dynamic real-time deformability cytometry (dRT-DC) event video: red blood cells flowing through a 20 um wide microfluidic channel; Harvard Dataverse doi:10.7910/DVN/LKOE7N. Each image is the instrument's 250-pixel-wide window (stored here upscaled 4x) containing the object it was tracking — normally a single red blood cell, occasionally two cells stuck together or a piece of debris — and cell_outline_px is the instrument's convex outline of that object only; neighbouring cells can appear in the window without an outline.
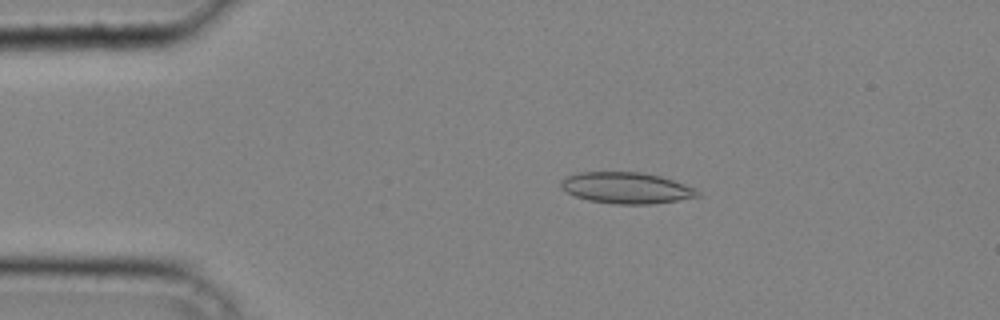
{"species": "common noctule bat (a hibernating species)", "species_latin": "Nyctalus noctula", "temperature_condition": "cold", "stored_images_in_passage": 34, "camera_frame_rate_fps": 3000, "um_per_image_px": 0.085, "animal": {"sex": "male", "body_mass_g": 20.4}, "frame": {"image": 1, "passage_image": 2, "time_ms": 0.333, "image_size_px": [1000, 320], "cell_outline_px": [[704, 196], [648, 204], [616, 204], [588, 200], [576, 196], [560, 188], [560, 180], [568, 176], [580, 172], [640, 172], [660, 176], [696, 188]], "centroid_in_image_um": [53.25, 15.97], "position_along_channel_um": 31.7, "area_um2": 24.8}}
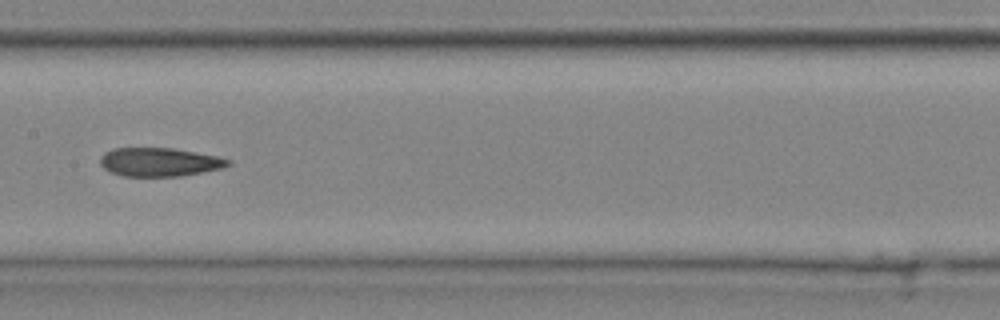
{"frame": {"image": 2, "passage_image": 15, "time_ms": 4.667, "image_size_px": [1000, 320], "cell_outline_px": [[232, 164], [224, 168], [180, 176], [124, 176], [112, 172], [104, 168], [100, 164], [100, 156], [104, 152], [112, 148], [172, 148], [220, 156], [232, 160]], "centroid_in_image_um": [13.59, 13.76], "position_along_channel_um": 193.8, "area_um2": 21.5}}
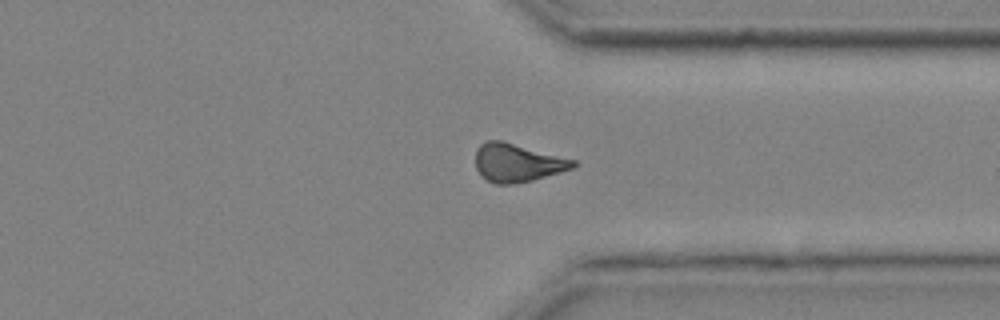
{"frame": {"image": 3, "passage_image": 26, "time_ms": 8.333, "image_size_px": [1000, 320], "cell_outline_px": [[580, 164], [572, 168], [560, 172], [532, 180], [512, 184], [496, 184], [488, 180], [476, 168], [476, 148], [484, 140], [500, 140], [576, 160]], "centroid_in_image_um": [43.98, 13.82], "position_along_channel_um": 367.4, "area_um2": 21.56}}